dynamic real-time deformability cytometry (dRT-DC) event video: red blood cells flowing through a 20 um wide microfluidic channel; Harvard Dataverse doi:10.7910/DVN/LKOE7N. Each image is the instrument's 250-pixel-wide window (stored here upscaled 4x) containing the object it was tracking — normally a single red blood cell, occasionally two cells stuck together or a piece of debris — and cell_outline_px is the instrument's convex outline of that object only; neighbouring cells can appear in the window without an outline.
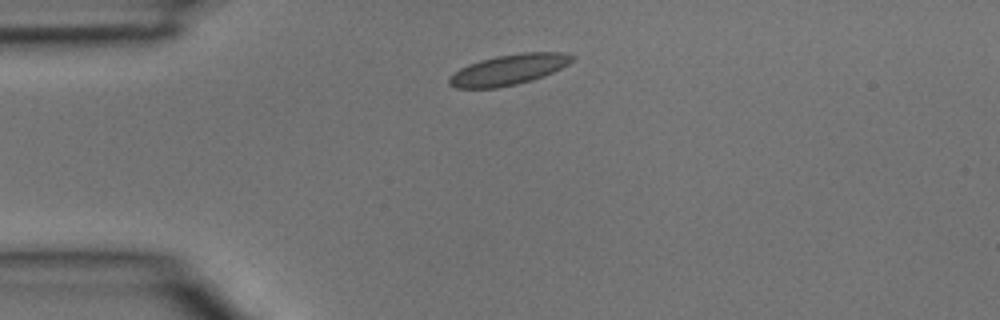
{"species": "common noctule bat (a hibernating species)", "species_latin": "Nyctalus noctula", "temperature_condition": "room temperature", "stored_images_in_passage": 2, "camera_frame_rate_fps": 3000, "um_per_image_px": 0.085, "animal": {"sex": "male", "body_mass_g": 15.6}, "frame": {"image": 1, "passage_image": 1, "time_ms": 0.0, "image_size_px": [1000, 320], "cell_outline_px": [[576, 56], [568, 64], [544, 76], [532, 80], [516, 84], [496, 88], [456, 88], [448, 84], [448, 76], [460, 68], [468, 64], [480, 60], [496, 56], [520, 52], [560, 52]], "centroid_in_image_um": [43.2, 5.92], "position_along_channel_um": 41.8, "area_um2": 21.91}}